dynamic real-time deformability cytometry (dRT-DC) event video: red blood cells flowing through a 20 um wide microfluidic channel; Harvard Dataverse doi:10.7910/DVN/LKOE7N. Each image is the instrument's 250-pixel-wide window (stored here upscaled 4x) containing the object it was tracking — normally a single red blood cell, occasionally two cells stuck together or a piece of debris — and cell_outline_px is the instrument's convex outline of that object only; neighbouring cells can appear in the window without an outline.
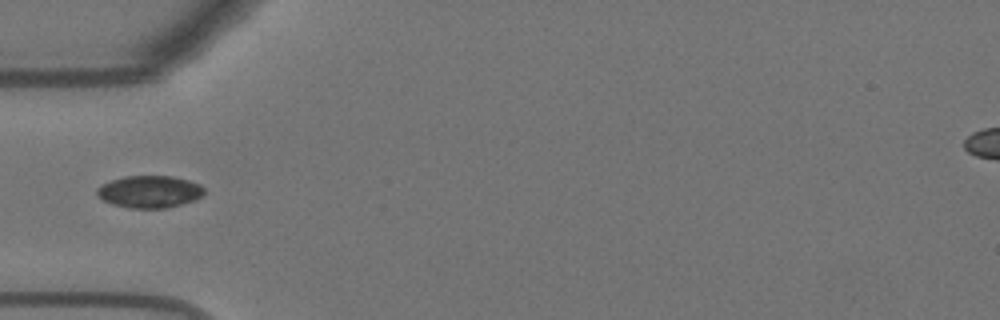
{"species": "Egyptian fruit bat (a non-hibernating species)", "species_latin": "Rousettus aegyptiacus", "temperature_condition": "warm", "stored_images_in_passage": 39, "camera_frame_rate_fps": 3000, "um_per_image_px": 0.085, "animal": {"sex": "female"}, "frame": {"image": 1, "passage_image": 1, "time_ms": 0.0, "image_size_px": [1000, 320], "cell_outline_px": [[204, 192], [200, 196], [192, 200], [180, 204], [164, 208], [128, 208], [112, 204], [96, 196], [96, 188], [100, 184], [124, 176], [172, 176], [188, 180], [200, 184], [204, 188]], "centroid_in_image_um": [12.65, 16.28], "position_along_channel_um": 72.3, "area_um2": 20.06}}
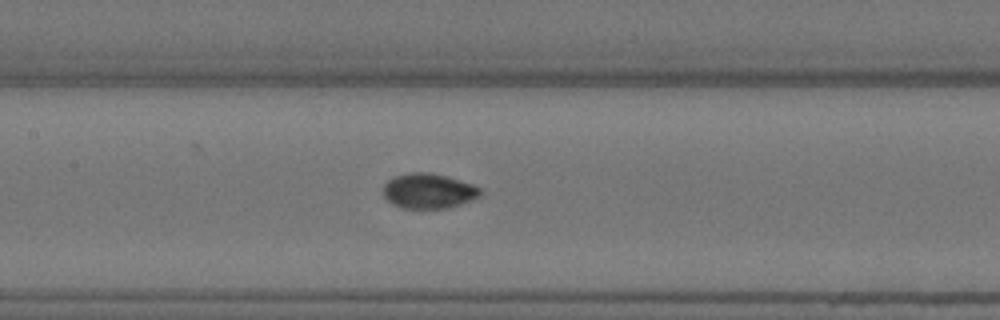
{"frame": {"image": 2, "passage_image": 9, "time_ms": 2.667, "image_size_px": [1000, 320], "cell_outline_px": [[484, 192], [480, 196], [472, 200], [448, 208], [400, 208], [392, 204], [384, 196], [384, 184], [392, 176], [408, 172], [428, 172], [444, 176], [472, 184], [480, 188]], "centroid_in_image_um": [36.41, 16.23], "position_along_channel_um": 171.0, "area_um2": 19.88}}
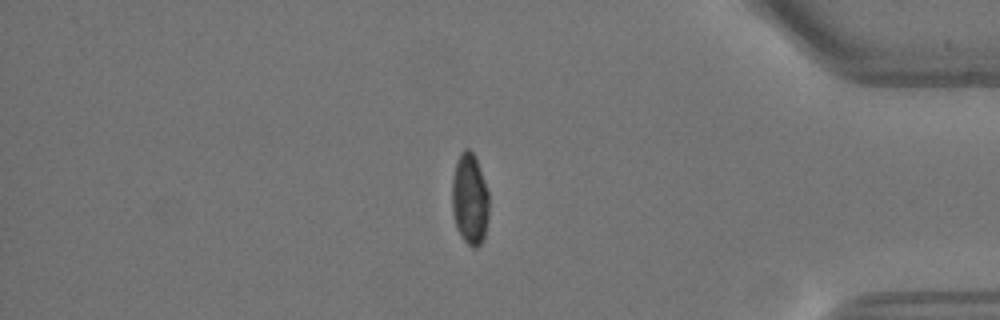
{"frame": {"image": 3, "passage_image": 30, "time_ms": 9.667, "image_size_px": [1000, 320], "cell_outline_px": [[488, 216], [484, 236], [480, 244], [476, 248], [472, 248], [464, 240], [456, 228], [452, 212], [452, 176], [456, 160], [460, 152], [464, 148], [468, 148], [472, 152], [476, 160], [488, 192]], "centroid_in_image_um": [39.9, 16.92], "position_along_channel_um": 395.3, "area_um2": 19.65}}